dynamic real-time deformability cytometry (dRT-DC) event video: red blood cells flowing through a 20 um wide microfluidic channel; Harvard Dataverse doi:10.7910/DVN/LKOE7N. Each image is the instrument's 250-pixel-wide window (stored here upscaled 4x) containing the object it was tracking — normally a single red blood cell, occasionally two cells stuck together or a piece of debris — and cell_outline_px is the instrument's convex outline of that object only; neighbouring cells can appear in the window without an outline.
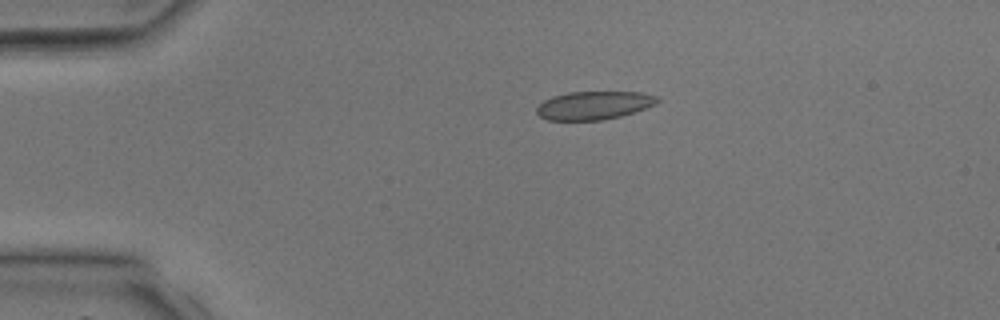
{"species": "common noctule bat (a hibernating species)", "species_latin": "Nyctalus noctula", "temperature_condition": "room temperature", "stored_images_in_passage": 4, "camera_frame_rate_fps": 3000, "um_per_image_px": 0.085, "animal": {"sex": "male", "body_mass_g": 17.9, "forearm_length_mm": 54.2}, "frame": {"image": 1, "passage_image": 3, "time_ms": 2.333, "image_size_px": [1000, 320], "cell_outline_px": [[660, 100], [656, 104], [620, 116], [604, 120], [548, 120], [540, 116], [536, 112], [536, 108], [544, 100], [552, 96], [568, 92], [640, 92], [656, 96]], "centroid_in_image_um": [50.46, 8.95], "position_along_channel_um": 34.5, "area_um2": 19.77}}